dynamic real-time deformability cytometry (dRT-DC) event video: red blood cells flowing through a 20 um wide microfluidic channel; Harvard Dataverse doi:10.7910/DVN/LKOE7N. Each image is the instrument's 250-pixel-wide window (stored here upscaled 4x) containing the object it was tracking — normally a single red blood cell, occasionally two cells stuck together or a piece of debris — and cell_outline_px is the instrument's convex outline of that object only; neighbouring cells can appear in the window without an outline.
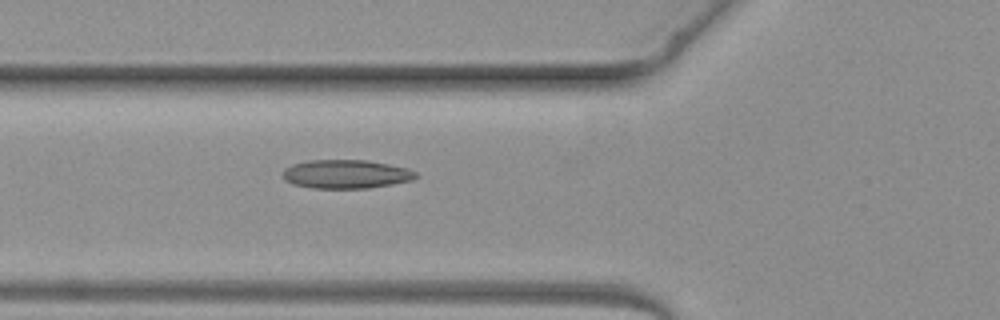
{"species": "common noctule bat (a hibernating species)", "species_latin": "Nyctalus noctula", "temperature_condition": "warm", "stored_images_in_passage": 2, "camera_frame_rate_fps": 3000, "um_per_image_px": 0.085, "animal": {"sex": "female", "body_mass_g": 19.3, "forearm_length_mm": 54.1}, "frame": {"image": 1, "passage_image": 2, "time_ms": 1.333, "image_size_px": [1000, 320], "cell_outline_px": [[416, 176], [412, 180], [392, 184], [368, 188], [312, 188], [292, 184], [284, 180], [284, 168], [292, 164], [308, 160], [368, 160], [408, 168], [416, 172]], "centroid_in_image_um": [29.39, 14.79], "position_along_channel_um": 96.4, "area_um2": 22.25}}